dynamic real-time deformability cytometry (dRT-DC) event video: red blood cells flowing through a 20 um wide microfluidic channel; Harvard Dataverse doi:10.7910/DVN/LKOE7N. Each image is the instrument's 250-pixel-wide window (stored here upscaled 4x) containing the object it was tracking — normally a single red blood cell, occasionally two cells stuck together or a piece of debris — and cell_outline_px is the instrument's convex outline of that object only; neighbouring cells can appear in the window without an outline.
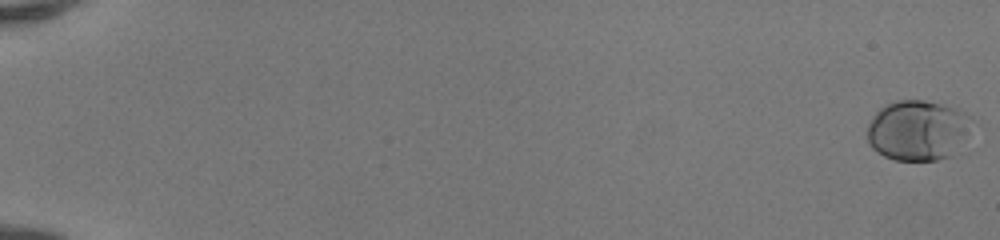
{"species": "human", "species_latin": "Homo sapiens", "temperature_condition": "room temperature", "stored_images_in_passage": 52, "camera_frame_rate_fps": 3000, "um_per_image_px": 0.085, "donor": {"sex": "female"}, "frame": {"image": 1, "passage_image": 1, "time_ms": 0.0, "image_size_px": [1000, 240], "cell_outline_px": [[972, 120], [952, 156], [936, 160], [896, 160], [884, 156], [872, 148], [868, 140], [868, 124], [872, 116], [880, 108], [896, 100], [924, 100], [956, 108], [964, 112]], "centroid_in_image_um": [77.95, 11.07], "position_along_channel_um": 7.0, "area_um2": 36.18}}
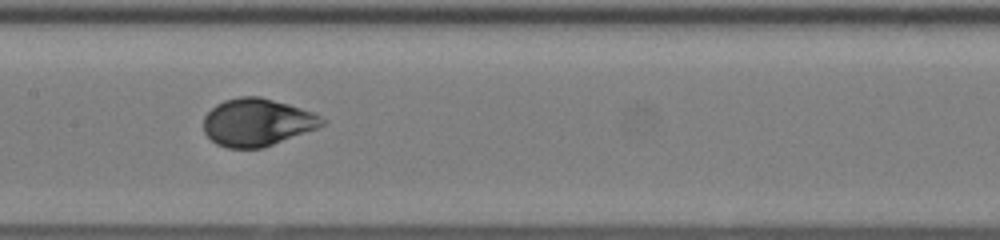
{"frame": {"image": 2, "passage_image": 29, "time_ms": 9.333, "image_size_px": [1000, 240], "cell_outline_px": [[328, 120], [324, 124], [316, 128], [264, 148], [228, 148], [216, 144], [204, 132], [204, 116], [216, 104], [224, 100], [240, 96], [260, 96], [288, 104], [312, 112]], "centroid_in_image_um": [21.84, 10.39], "position_along_channel_um": 185.6, "area_um2": 32.77}}
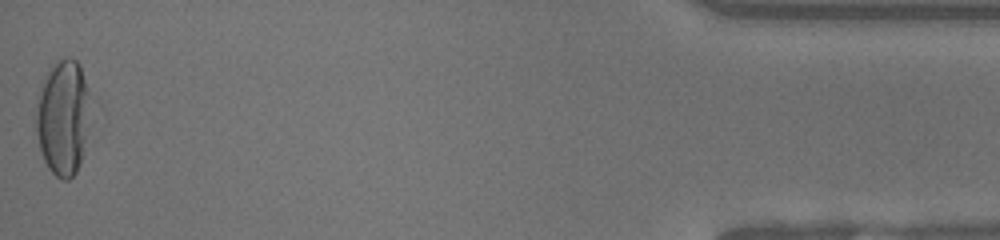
{"frame": {"image": 3, "passage_image": 52, "time_ms": 17.0, "image_size_px": [1000, 240], "cell_outline_px": [[92, 124], [80, 164], [76, 172], [68, 180], [60, 180], [48, 168], [44, 160], [40, 148], [36, 132], [36, 112], [40, 92], [48, 72], [52, 64], [60, 56], [72, 56], [80, 64], [88, 92], [92, 120]], "centroid_in_image_um": [5.41, 9.99], "position_along_channel_um": 429.8, "area_um2": 37.22}, "authors_computed_cell_mechanics": {"area_um2": 33.1483, "velocity_mm_per_s": 4.1798, "shape_relaxation_time_tau1_ms": 6.1028, "shape_relaxation_time_tau2_ms": null, "deformation_change_tau1": 0.2282, "deformation_change_tau2": null}}